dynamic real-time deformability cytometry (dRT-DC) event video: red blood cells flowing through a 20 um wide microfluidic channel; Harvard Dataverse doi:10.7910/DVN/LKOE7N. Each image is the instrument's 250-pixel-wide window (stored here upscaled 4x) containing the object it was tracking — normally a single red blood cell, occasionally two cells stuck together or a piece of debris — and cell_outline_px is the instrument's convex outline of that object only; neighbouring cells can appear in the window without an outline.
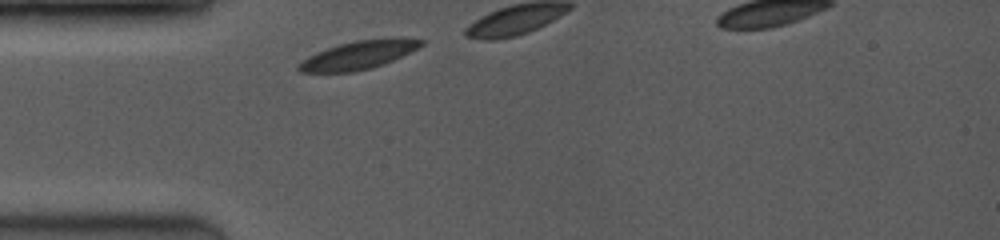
{"species": "common noctule bat (a hibernating species)", "species_latin": "Nyctalus noctula", "temperature_condition": "room temperature", "stored_images_in_passage": 7, "segment_of_instrument_passage": [1, 2], "camera_frame_rate_fps": 3500, "um_per_image_px": 0.085, "animal": {"sex": "female", "body_mass_g": 19.0, "forearm_length_mm": 53.3}, "frame": {"image": 1, "passage_image": 1, "time_ms": 0.0, "image_size_px": [1000, 240], "cell_outline_px": [[424, 44], [384, 64], [372, 68], [356, 72], [300, 72], [296, 68], [296, 64], [308, 56], [316, 52], [340, 44], [356, 40], [396, 36], [424, 40]], "centroid_in_image_um": [30.46, 4.67], "position_along_channel_um": 54.5, "area_um2": 20.4}}
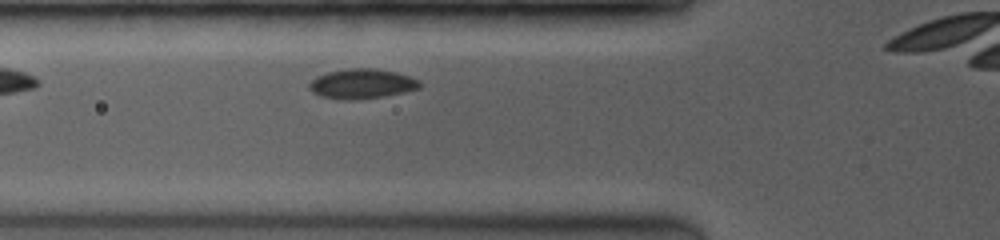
{"frame": {"image": 2, "passage_image": 4, "time_ms": 2.0, "image_size_px": [1000, 240], "cell_outline_px": [[420, 88], [404, 92], [380, 96], [352, 100], [348, 100], [320, 96], [312, 92], [308, 88], [308, 84], [316, 76], [328, 72], [348, 68], [376, 68], [396, 72], [420, 80]], "centroid_in_image_um": [30.73, 7.11], "position_along_channel_um": 95.1, "area_um2": 19.07}}
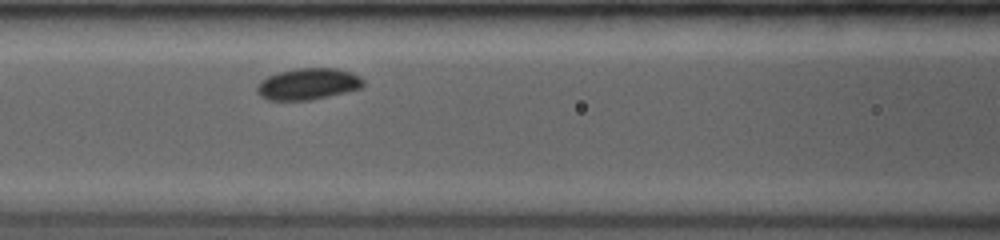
{"frame": {"image": 3, "passage_image": 6, "time_ms": 3.143, "image_size_px": [1000, 240], "cell_outline_px": [[364, 84], [360, 88], [328, 96], [308, 100], [268, 100], [260, 96], [256, 92], [256, 88], [260, 80], [268, 76], [280, 72], [296, 68], [336, 68], [352, 72], [360, 76], [364, 80]], "centroid_in_image_um": [26.17, 7.13], "position_along_channel_um": 140.4, "area_um2": 19.48}}